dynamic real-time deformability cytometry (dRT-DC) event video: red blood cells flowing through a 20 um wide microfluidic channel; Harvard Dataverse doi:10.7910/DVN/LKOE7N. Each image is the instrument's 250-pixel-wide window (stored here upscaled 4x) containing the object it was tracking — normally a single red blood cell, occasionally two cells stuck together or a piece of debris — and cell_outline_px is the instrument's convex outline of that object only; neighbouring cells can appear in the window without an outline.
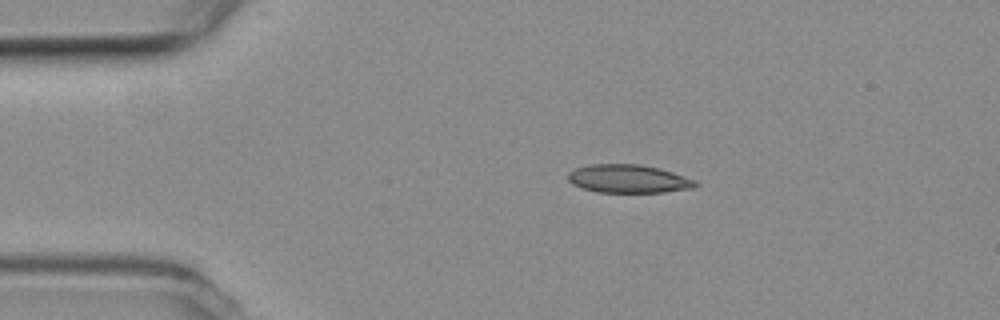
{"species": "common noctule bat (a hibernating species)", "species_latin": "Nyctalus noctula", "temperature_condition": "room temperature", "stored_images_in_passage": 44, "camera_frame_rate_fps": 3000, "um_per_image_px": 0.085, "animal": {"sex": "female", "body_mass_g": 19.3, "forearm_length_mm": 54.1}, "frame": {"image": 1, "passage_image": 1, "time_ms": 0.0, "image_size_px": [1000, 320], "cell_outline_px": [[700, 184], [692, 188], [664, 192], [596, 192], [572, 184], [568, 180], [568, 172], [576, 168], [592, 164], [640, 164], [660, 168], [696, 180]], "centroid_in_image_um": [53.43, 15.19], "position_along_channel_um": 31.6, "area_um2": 20.98}}
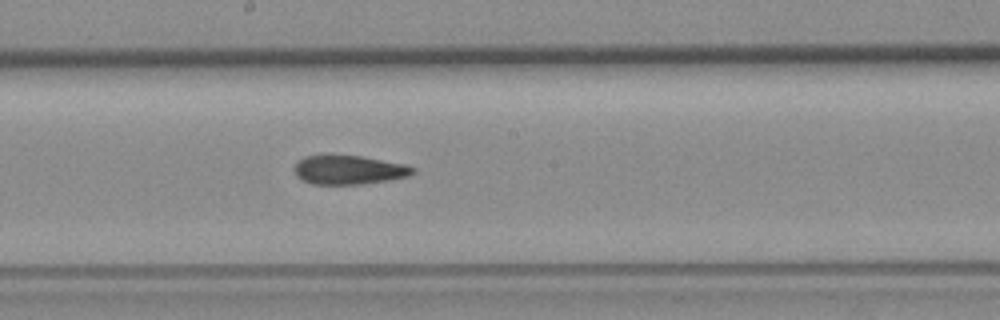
{"frame": {"image": 2, "passage_image": 19, "time_ms": 6.0, "image_size_px": [1000, 320], "cell_outline_px": [[416, 172], [408, 176], [388, 180], [360, 184], [312, 184], [300, 180], [296, 176], [292, 168], [296, 160], [304, 156], [324, 152], [360, 156], [404, 164], [416, 168]], "centroid_in_image_um": [29.53, 14.4], "position_along_channel_um": 218.7, "area_um2": 20.87}}
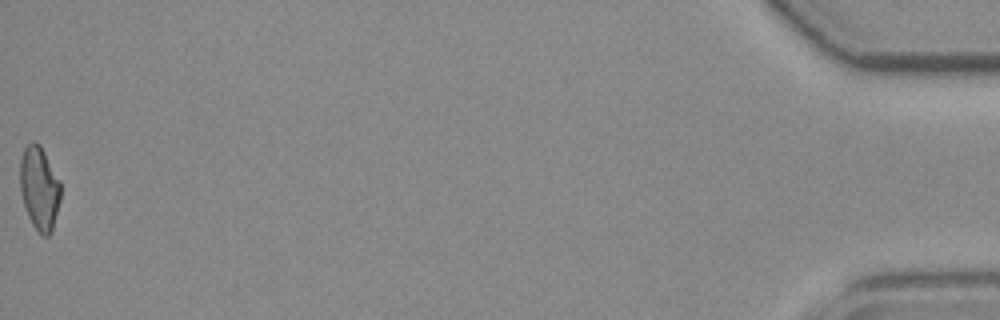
{"frame": {"image": 3, "passage_image": 44, "time_ms": 14.333, "image_size_px": [1000, 320], "cell_outline_px": [[60, 200], [52, 232], [48, 236], [40, 236], [32, 224], [28, 216], [20, 192], [20, 160], [24, 148], [32, 140], [40, 144], [60, 180]], "centroid_in_image_um": [3.34, 16.01], "position_along_channel_um": 431.9, "area_um2": 19.94}, "authors_computed_cell_mechanics": {"area_um2": 20.6057, "velocity_mm_per_s": 3.8593, "shape_relaxation_time_tau1_ms": null, "shape_relaxation_time_tau2_ms": 3.8007, "deformation_change_tau1": null, "deformation_change_tau2": 0.1114}}